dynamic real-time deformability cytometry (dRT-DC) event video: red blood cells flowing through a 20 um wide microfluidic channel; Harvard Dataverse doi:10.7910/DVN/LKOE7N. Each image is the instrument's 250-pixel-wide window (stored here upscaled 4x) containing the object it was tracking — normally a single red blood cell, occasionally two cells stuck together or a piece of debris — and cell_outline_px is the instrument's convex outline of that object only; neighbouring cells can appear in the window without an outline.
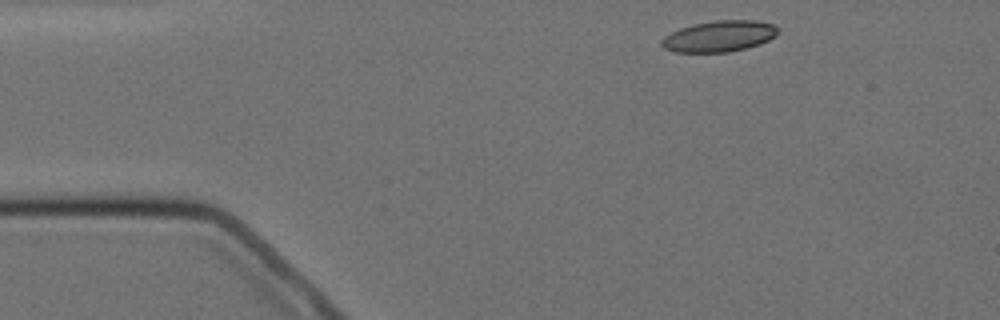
{"species": "Egyptian fruit bat (a non-hibernating species)", "species_latin": "Rousettus aegyptiacus", "temperature_condition": "cold", "stored_images_in_passage": 3, "camera_frame_rate_fps": 3000, "um_per_image_px": 0.085, "animal": {"sex": "female"}, "frame": {"image": 1, "passage_image": 1, "time_ms": 0.0, "image_size_px": [1000, 320], "cell_outline_px": [[780, 28], [776, 36], [760, 44], [728, 52], [676, 52], [664, 48], [660, 44], [660, 40], [664, 36], [680, 28], [692, 24], [716, 20], [756, 20], [772, 24]], "centroid_in_image_um": [61.13, 3.07], "position_along_channel_um": 23.9, "area_um2": 21.15}}